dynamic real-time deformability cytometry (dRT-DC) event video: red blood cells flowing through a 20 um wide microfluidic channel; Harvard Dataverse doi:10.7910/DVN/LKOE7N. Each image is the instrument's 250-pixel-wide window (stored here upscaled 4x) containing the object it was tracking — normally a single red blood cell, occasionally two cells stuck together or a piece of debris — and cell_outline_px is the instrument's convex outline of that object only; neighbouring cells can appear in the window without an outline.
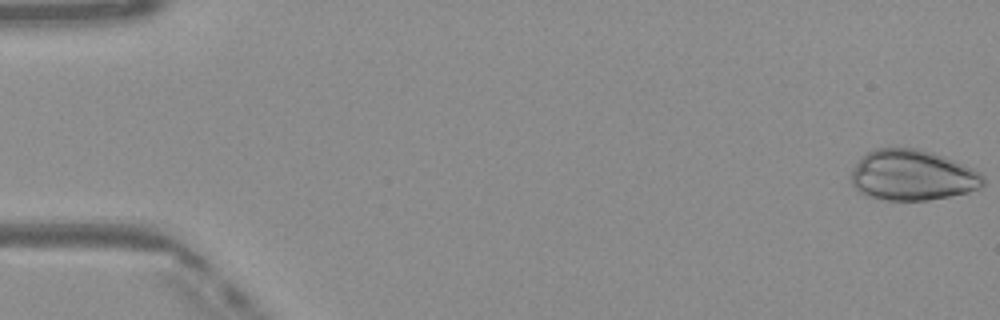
{"species": "Egyptian fruit bat (a non-hibernating species)", "species_latin": "Rousettus aegyptiacus", "temperature_condition": "warm", "stored_images_in_passage": 49, "camera_frame_rate_fps": 3000, "um_per_image_px": 0.085, "frame": {"image": 1, "passage_image": 1, "time_ms": 0.0, "image_size_px": [1000, 320], "cell_outline_px": [[984, 184], [980, 188], [968, 192], [928, 200], [888, 200], [868, 196], [860, 192], [852, 184], [848, 176], [856, 164], [872, 148], [916, 148], [932, 152], [944, 156], [964, 164], [980, 172], [984, 176]], "centroid_in_image_um": [77.55, 14.89], "position_along_channel_um": 7.4, "area_um2": 39.02}}
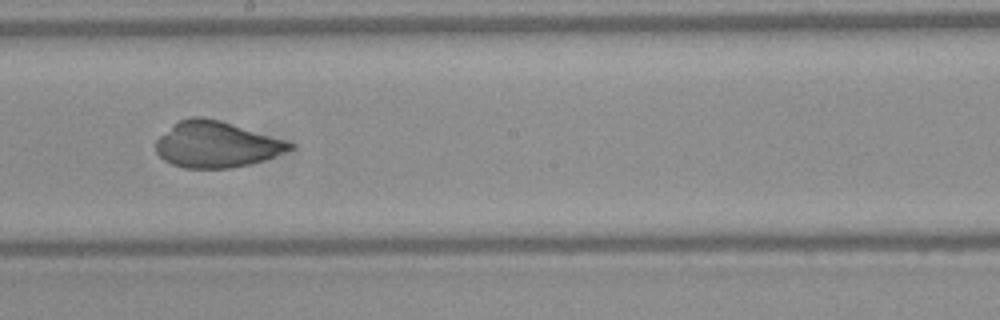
{"frame": {"image": 2, "passage_image": 28, "time_ms": 9.0, "image_size_px": [1000, 320], "cell_outline_px": [[296, 148], [264, 160], [232, 168], [184, 168], [172, 164], [164, 160], [156, 152], [156, 140], [160, 136], [180, 120], [192, 116], [200, 116], [220, 120], [284, 140], [296, 144]], "centroid_in_image_um": [18.4, 12.29], "position_along_channel_um": 229.8, "area_um2": 35.66}}
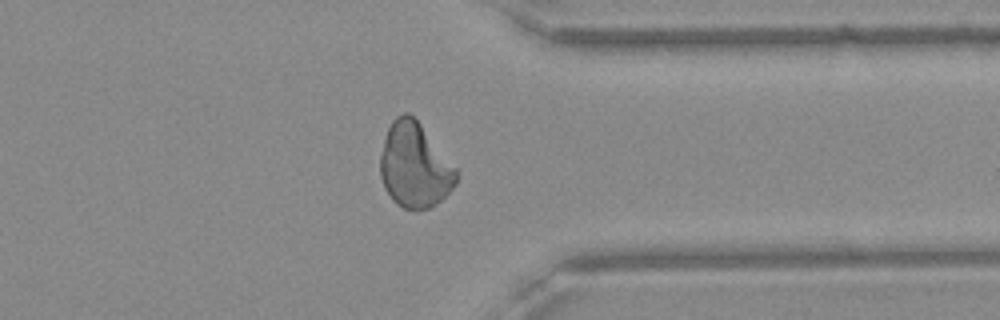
{"frame": {"image": 3, "passage_image": 39, "time_ms": 12.667, "image_size_px": [1000, 320], "cell_outline_px": [[456, 184], [432, 208], [404, 208], [396, 204], [392, 200], [384, 188], [380, 176], [380, 156], [384, 140], [388, 128], [392, 120], [396, 116], [404, 112], [408, 112], [420, 124], [456, 168]], "centroid_in_image_um": [35.21, 14.06], "position_along_channel_um": 376.2, "area_um2": 37.11}}